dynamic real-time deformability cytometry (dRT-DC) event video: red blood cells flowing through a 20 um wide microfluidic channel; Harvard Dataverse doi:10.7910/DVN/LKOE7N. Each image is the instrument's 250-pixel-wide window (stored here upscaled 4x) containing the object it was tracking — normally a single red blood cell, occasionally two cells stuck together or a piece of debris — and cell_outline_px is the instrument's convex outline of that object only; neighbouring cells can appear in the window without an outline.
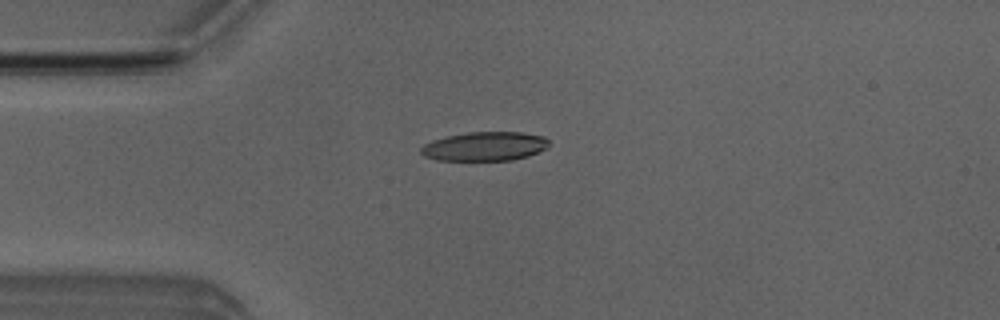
{"species": "Egyptian fruit bat (a non-hibernating species)", "species_latin": "Rousettus aegyptiacus", "temperature_condition": "room temperature", "stored_images_in_passage": 1, "camera_frame_rate_fps": 3000, "um_per_image_px": 0.085, "animal": {"sex": "male"}, "frame": {"image": 1, "passage_image": 1, "time_ms": 0.0, "image_size_px": [1000, 320], "cell_outline_px": [[548, 144], [540, 152], [528, 156], [512, 160], [436, 160], [424, 156], [420, 152], [420, 148], [424, 144], [432, 140], [448, 136], [468, 132], [520, 132], [544, 136], [548, 140]], "centroid_in_image_um": [41.19, 12.44], "position_along_channel_um": 43.8, "area_um2": 21.62}}